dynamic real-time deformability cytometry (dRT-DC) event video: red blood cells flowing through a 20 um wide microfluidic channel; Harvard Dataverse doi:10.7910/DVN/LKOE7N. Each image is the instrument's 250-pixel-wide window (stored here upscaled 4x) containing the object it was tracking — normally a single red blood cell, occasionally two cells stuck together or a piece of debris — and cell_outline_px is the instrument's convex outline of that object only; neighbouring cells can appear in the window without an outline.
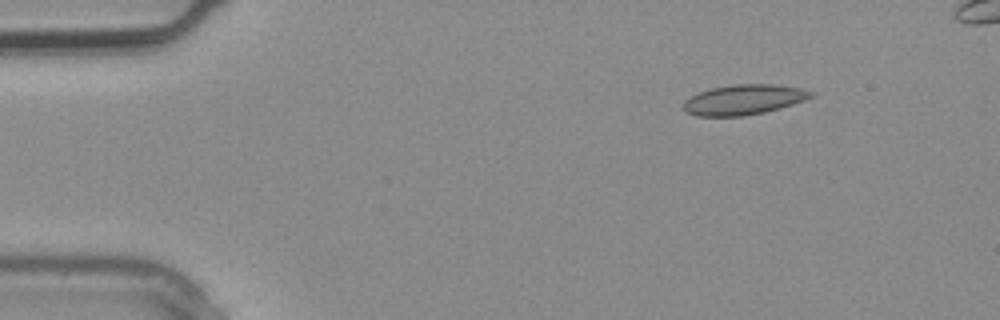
{"species": "common noctule bat (a hibernating species)", "species_latin": "Nyctalus noctula", "temperature_condition": "warm", "stored_images_in_passage": 2, "camera_frame_rate_fps": 3000, "um_per_image_px": 0.085, "animal": {"sex": "male", "body_mass_g": 20.4}, "frame": {"image": 1, "passage_image": 1, "time_ms": 0.0, "image_size_px": [1000, 320], "cell_outline_px": [[816, 92], [812, 96], [804, 100], [780, 108], [764, 112], [744, 116], [696, 116], [684, 112], [684, 100], [708, 88], [736, 84], [772, 84], [800, 88]], "centroid_in_image_um": [63.2, 8.47], "position_along_channel_um": 21.8, "area_um2": 22.37}}